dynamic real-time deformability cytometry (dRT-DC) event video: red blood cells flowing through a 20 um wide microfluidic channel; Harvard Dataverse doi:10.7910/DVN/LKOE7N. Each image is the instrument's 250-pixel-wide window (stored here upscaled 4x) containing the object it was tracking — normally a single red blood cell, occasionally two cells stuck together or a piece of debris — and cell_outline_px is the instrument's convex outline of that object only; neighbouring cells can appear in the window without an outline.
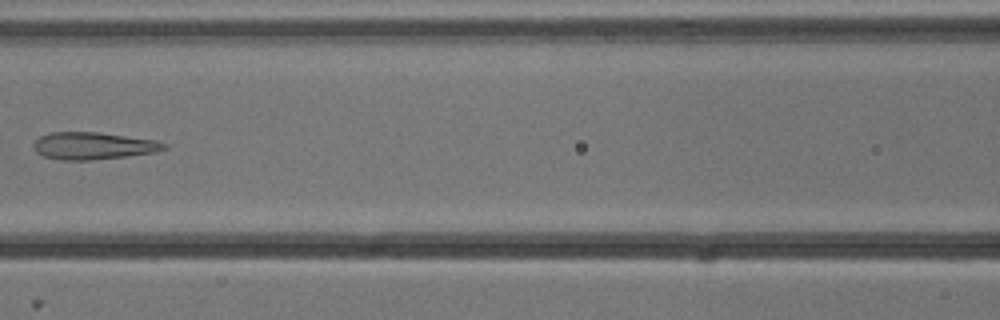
{"species": "common noctule bat (a hibernating species)", "species_latin": "Nyctalus noctula", "temperature_condition": "cold", "stored_images_in_passage": 7, "camera_frame_rate_fps": 3000, "um_per_image_px": 0.085, "animal": {"sex": "male", "body_mass_g": 13.3}, "frame": {"image": 1, "passage_image": 6, "time_ms": 1.667, "image_size_px": [1000, 320], "cell_outline_px": [[168, 148], [156, 152], [128, 156], [92, 160], [60, 160], [44, 156], [36, 152], [32, 148], [32, 144], [40, 136], [52, 132], [100, 132], [156, 140], [168, 144]], "centroid_in_image_um": [7.94, 12.39], "position_along_channel_um": 158.7, "area_um2": 20.92}}
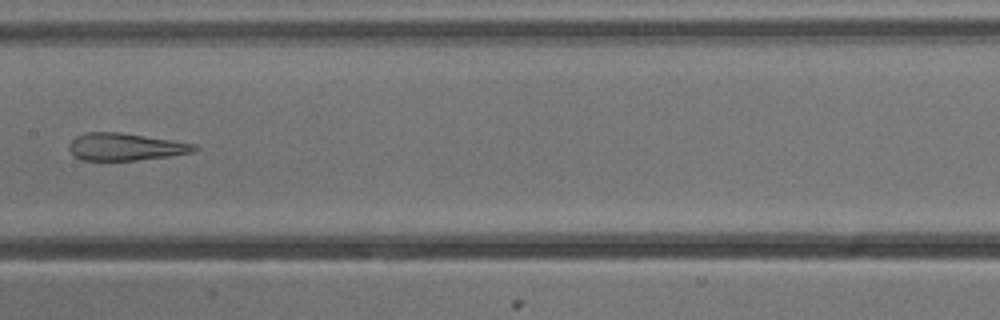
{"frame": {"image": 2, "passage_image": 7, "time_ms": 2.0, "image_size_px": [1000, 320], "cell_outline_px": [[200, 148], [192, 152], [168, 156], [136, 160], [80, 160], [68, 148], [68, 144], [76, 136], [84, 132], [120, 132], [172, 140], [196, 144]], "centroid_in_image_um": [10.65, 12.47], "position_along_channel_um": 196.8, "area_um2": 19.88}}